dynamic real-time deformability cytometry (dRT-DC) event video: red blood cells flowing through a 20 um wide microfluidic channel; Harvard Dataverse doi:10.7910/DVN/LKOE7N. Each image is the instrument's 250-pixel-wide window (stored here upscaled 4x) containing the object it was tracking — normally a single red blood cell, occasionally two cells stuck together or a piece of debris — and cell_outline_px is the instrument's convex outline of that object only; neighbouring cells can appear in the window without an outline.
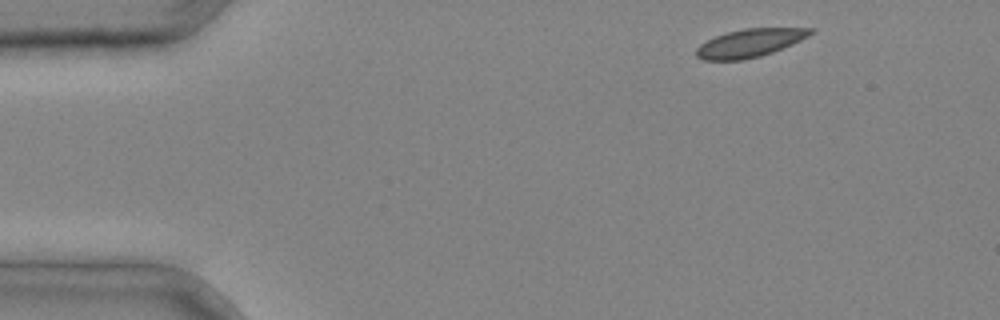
{"species": "common noctule bat (a hibernating species)", "species_latin": "Nyctalus noctula", "temperature_condition": "cold", "stored_images_in_passage": 4, "camera_frame_rate_fps": 3000, "um_per_image_px": 0.085, "animal": {"sex": "male", "body_mass_g": 20.4}, "frame": {"image": 1, "passage_image": 1, "time_ms": 0.0, "image_size_px": [1000, 320], "cell_outline_px": [[816, 28], [808, 36], [792, 44], [772, 52], [760, 56], [744, 60], [704, 60], [696, 56], [696, 48], [700, 44], [716, 36], [728, 32], [744, 28]], "centroid_in_image_um": [63.72, 3.66], "position_along_channel_um": 21.3, "area_um2": 18.55}}
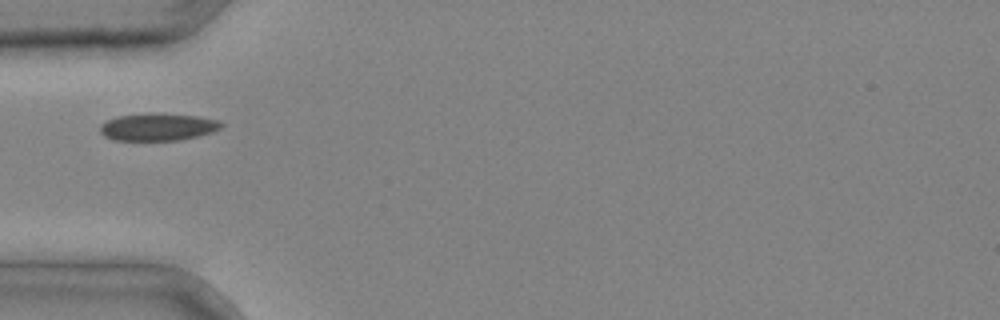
{"frame": {"image": 2, "passage_image": 3, "time_ms": 0.667, "image_size_px": [1000, 320], "cell_outline_px": [[224, 124], [220, 128], [212, 132], [180, 140], [112, 140], [104, 136], [100, 132], [100, 124], [116, 116], [196, 116], [220, 120]], "centroid_in_image_um": [13.41, 10.84], "position_along_channel_um": 71.6, "area_um2": 18.32}}